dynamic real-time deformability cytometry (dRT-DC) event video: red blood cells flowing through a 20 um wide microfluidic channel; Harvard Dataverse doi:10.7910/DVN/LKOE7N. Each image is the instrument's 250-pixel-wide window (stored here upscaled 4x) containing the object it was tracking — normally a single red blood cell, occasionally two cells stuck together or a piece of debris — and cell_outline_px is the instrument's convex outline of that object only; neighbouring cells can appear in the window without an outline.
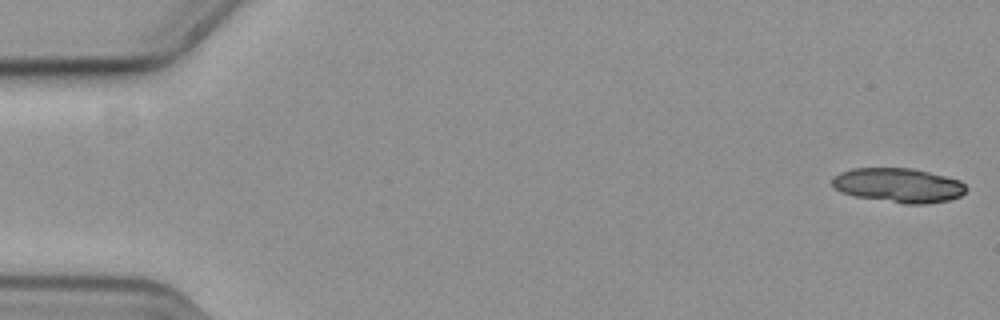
{"species": "common noctule bat (a hibernating species)", "species_latin": "Nyctalus noctula", "temperature_condition": "cold", "stored_images_in_passage": 1, "camera_frame_rate_fps": 3000, "um_per_image_px": 0.085, "animal": {"sex": "female", "body_mass_g": 19.3, "forearm_length_mm": 54.1}, "frame": {"image": 1, "passage_image": 1, "time_ms": 0.0, "image_size_px": [1000, 320], "cell_outline_px": [[968, 188], [960, 196], [948, 200], [924, 204], [904, 204], [856, 196], [840, 192], [832, 184], [832, 180], [840, 172], [852, 168], [912, 168], [960, 180]], "centroid_in_image_um": [76.37, 15.75], "position_along_channel_um": 8.6, "area_um2": 26.7}}